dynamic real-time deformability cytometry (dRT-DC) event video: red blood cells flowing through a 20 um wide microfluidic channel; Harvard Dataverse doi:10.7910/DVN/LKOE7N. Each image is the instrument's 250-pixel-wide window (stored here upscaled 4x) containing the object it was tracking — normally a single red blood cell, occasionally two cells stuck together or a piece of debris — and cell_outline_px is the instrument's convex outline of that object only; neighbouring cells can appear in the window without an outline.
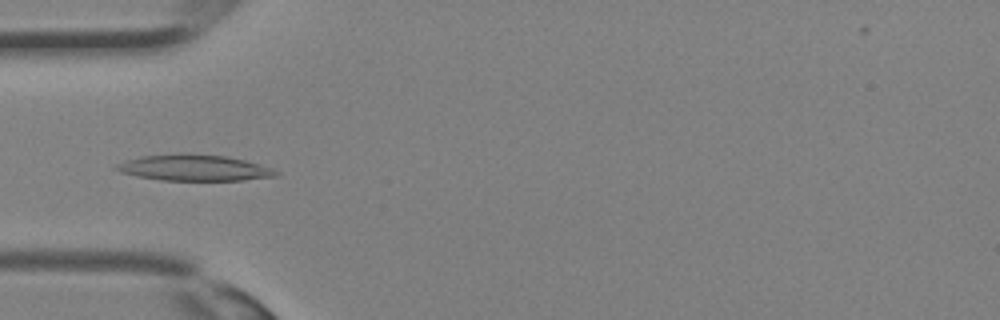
{"species": "Egyptian fruit bat (a non-hibernating species)", "species_latin": "Rousettus aegyptiacus", "temperature_condition": "room temperature", "stored_images_in_passage": 34, "camera_frame_rate_fps": 3000, "um_per_image_px": 0.085, "animal": {"sex": "female"}, "frame": {"image": 1, "passage_image": 11, "time_ms": 3.333, "image_size_px": [1000, 320], "cell_outline_px": [[280, 172], [276, 176], [244, 180], [160, 180], [136, 176], [120, 172], [112, 168], [116, 164], [140, 156], [176, 152], [184, 152], [224, 156], [244, 160], [260, 164], [272, 168]], "centroid_in_image_um": [16.46, 14.24], "position_along_channel_um": 68.5, "area_um2": 24.57}}
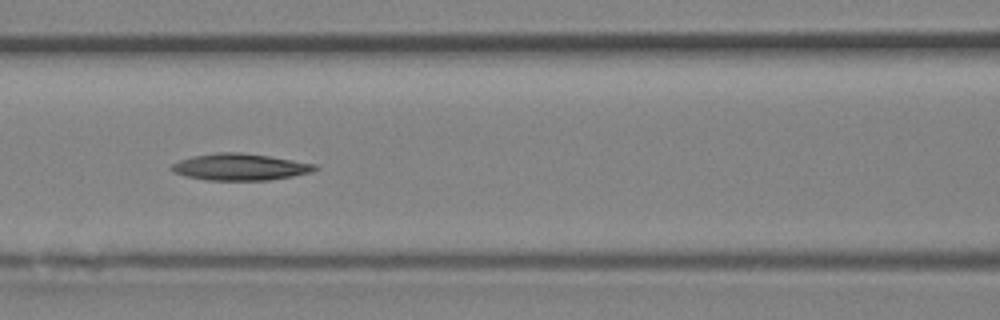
{"frame": {"image": 2, "passage_image": 15, "time_ms": 4.667, "image_size_px": [1000, 320], "cell_outline_px": [[320, 168], [312, 172], [292, 176], [268, 180], [208, 180], [188, 176], [172, 172], [168, 168], [172, 164], [180, 160], [192, 156], [216, 152], [240, 152], [268, 156], [316, 164]], "centroid_in_image_um": [20.39, 14.19], "position_along_channel_um": 146.2, "area_um2": 22.25}}
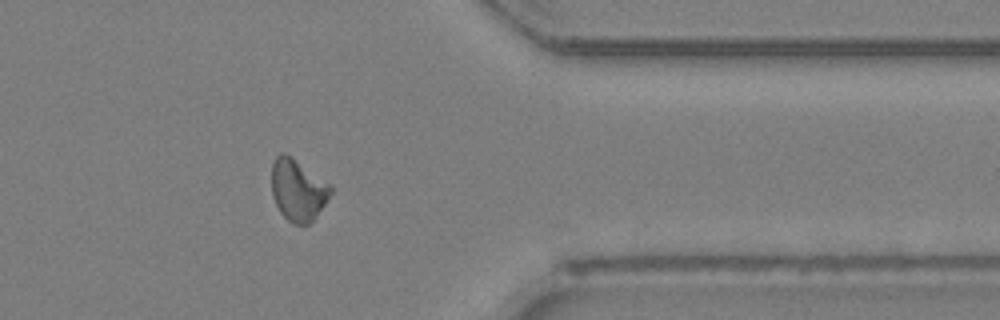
{"frame": {"image": 3, "passage_image": 28, "time_ms": 9.0, "image_size_px": [1000, 320], "cell_outline_px": [[332, 192], [316, 216], [308, 224], [292, 224], [280, 212], [272, 196], [272, 164], [276, 156], [280, 152], [284, 152], [292, 156], [332, 184]], "centroid_in_image_um": [25.33, 16.11], "position_along_channel_um": 386.1, "area_um2": 21.39}}